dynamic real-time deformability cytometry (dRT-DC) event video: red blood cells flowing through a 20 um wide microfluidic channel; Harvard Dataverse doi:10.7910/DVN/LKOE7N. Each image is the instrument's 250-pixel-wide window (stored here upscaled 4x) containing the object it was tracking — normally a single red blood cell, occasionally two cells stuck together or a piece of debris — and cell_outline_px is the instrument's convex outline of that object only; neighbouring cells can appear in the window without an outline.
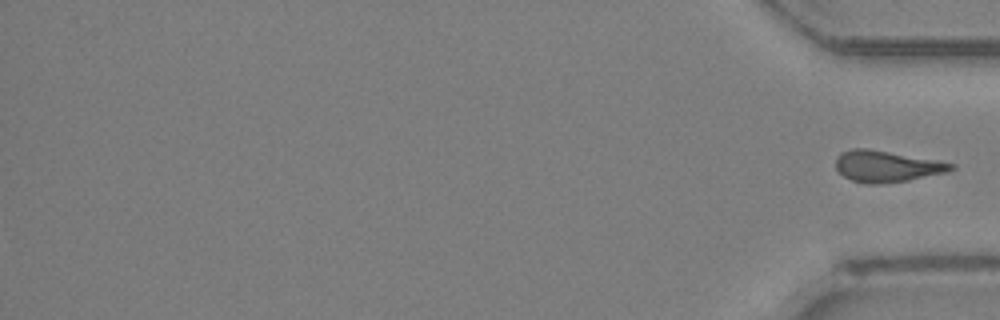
{"species": "Egyptian fruit bat (a non-hibernating species)", "species_latin": "Rousettus aegyptiacus", "temperature_condition": "room temperature", "stored_images_in_passage": 34, "segment_of_instrument_passage": [2, 2], "camera_frame_rate_fps": 3000, "um_per_image_px": 0.085, "animal": {"sex": "female"}, "frame": {"image": 1, "passage_image": 34, "time_ms": 11.0, "image_size_px": [1000, 320], "cell_outline_px": [[956, 168], [948, 172], [908, 180], [876, 184], [868, 184], [852, 180], [844, 176], [836, 168], [836, 156], [840, 152], [852, 148], [868, 148], [936, 160], [956, 164]], "centroid_in_image_um": [75.36, 14.12], "position_along_channel_um": 359.8, "area_um2": 21.04}}